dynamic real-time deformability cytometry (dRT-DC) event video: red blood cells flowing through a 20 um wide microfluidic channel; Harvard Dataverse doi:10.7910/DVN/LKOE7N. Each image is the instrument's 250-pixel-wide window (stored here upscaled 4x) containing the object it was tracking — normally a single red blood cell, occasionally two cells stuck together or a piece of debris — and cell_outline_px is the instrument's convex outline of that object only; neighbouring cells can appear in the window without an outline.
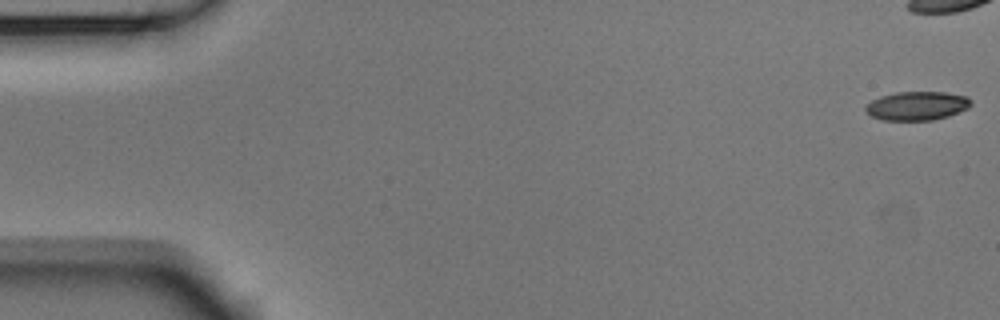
{"species": "Egyptian fruit bat (a non-hibernating species)", "species_latin": "Rousettus aegyptiacus", "temperature_condition": "room temperature", "stored_images_in_passage": 42, "camera_frame_rate_fps": 3000, "um_per_image_px": 0.085, "animal": {"sex": "male"}, "frame": {"image": 1, "passage_image": 1, "time_ms": 0.0, "image_size_px": [1000, 320], "cell_outline_px": [[972, 104], [968, 108], [948, 116], [932, 120], [880, 120], [872, 116], [864, 108], [872, 100], [880, 96], [896, 92], [944, 92], [968, 96], [972, 100]], "centroid_in_image_um": [77.97, 8.99], "position_along_channel_um": 7.0, "area_um2": 17.69}}
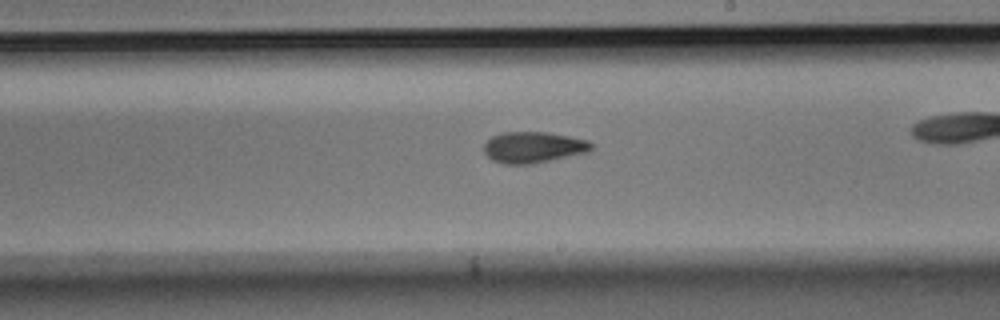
{"frame": {"image": 2, "passage_image": 31, "time_ms": 10.0, "image_size_px": [1000, 320], "cell_outline_px": [[592, 148], [588, 152], [528, 164], [504, 164], [492, 160], [484, 152], [484, 144], [492, 136], [504, 132], [544, 132], [568, 136], [588, 140], [592, 144]], "centroid_in_image_um": [45.3, 12.51], "position_along_channel_um": 243.7, "area_um2": 19.19}}
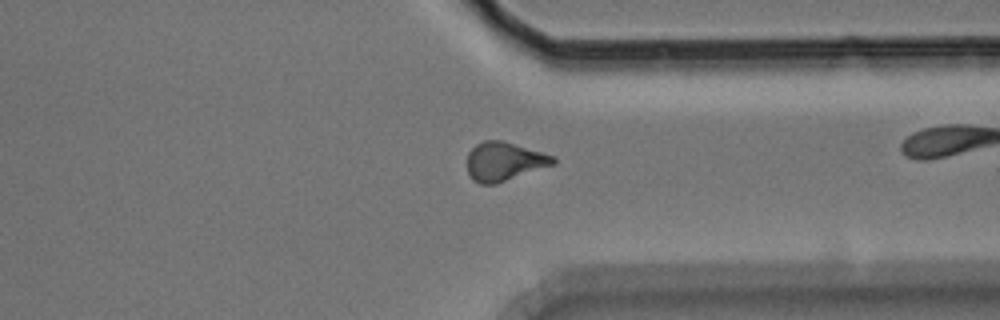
{"frame": {"image": 3, "passage_image": 41, "time_ms": 13.333, "image_size_px": [1000, 320], "cell_outline_px": [[556, 164], [492, 184], [480, 184], [472, 180], [468, 172], [468, 152], [476, 144], [484, 140], [500, 140], [556, 156]], "centroid_in_image_um": [42.86, 13.71], "position_along_channel_um": 368.5, "area_um2": 19.19}}